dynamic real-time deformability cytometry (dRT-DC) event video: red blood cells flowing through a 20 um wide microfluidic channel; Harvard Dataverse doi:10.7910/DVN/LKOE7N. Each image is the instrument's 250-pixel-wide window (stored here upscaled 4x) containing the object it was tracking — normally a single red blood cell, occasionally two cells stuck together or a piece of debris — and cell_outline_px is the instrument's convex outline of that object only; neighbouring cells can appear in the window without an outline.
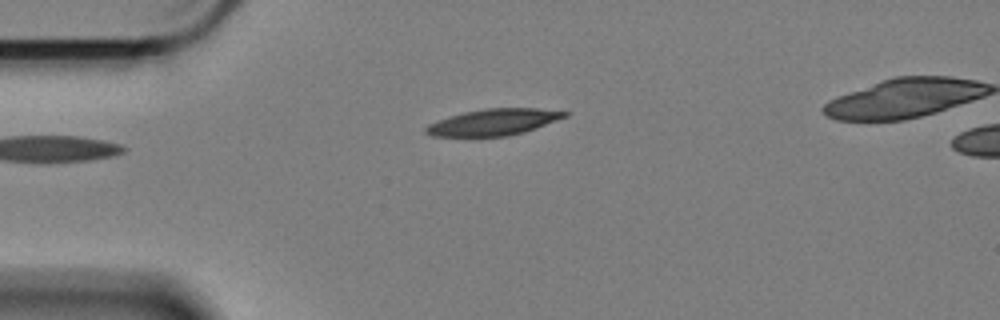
{"species": "Egyptian fruit bat (a non-hibernating species)", "species_latin": "Rousettus aegyptiacus", "temperature_condition": "cold", "stored_images_in_passage": 44, "camera_frame_rate_fps": 3000, "um_per_image_px": 0.085, "animal": {"sex": "female"}, "frame": {"image": 1, "passage_image": 1, "time_ms": 0.0, "image_size_px": [1000, 320], "cell_outline_px": [[568, 116], [524, 132], [508, 136], [432, 136], [424, 132], [424, 128], [428, 124], [448, 116], [464, 112], [484, 108], [536, 108], [568, 112]], "centroid_in_image_um": [41.92, 10.38], "position_along_channel_um": 43.1, "area_um2": 21.27}}
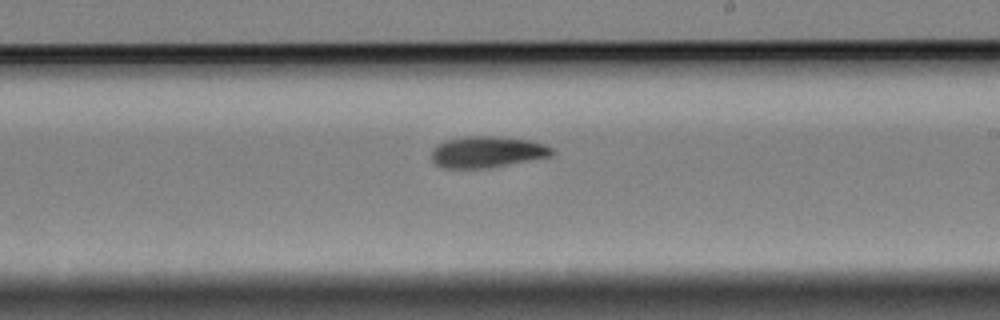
{"frame": {"image": 2, "passage_image": 21, "time_ms": 6.667, "image_size_px": [1000, 320], "cell_outline_px": [[556, 152], [552, 156], [488, 168], [444, 168], [436, 164], [432, 160], [432, 148], [444, 140], [464, 136], [492, 136], [528, 140], [544, 144], [552, 148]], "centroid_in_image_um": [41.4, 12.91], "position_along_channel_um": 247.6, "area_um2": 22.02}}
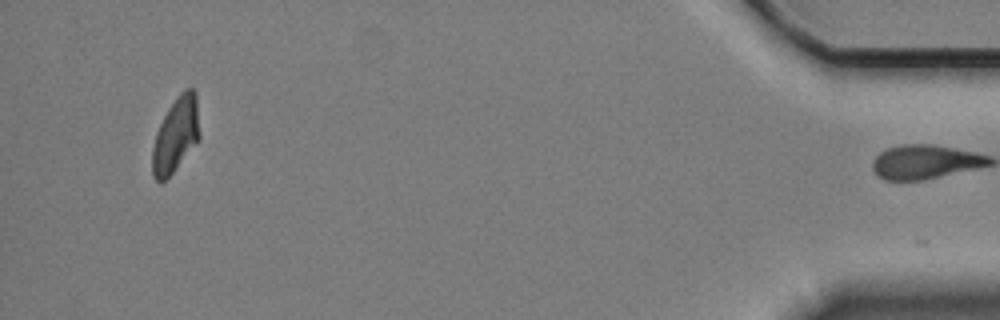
{"frame": {"image": 3, "passage_image": 43, "time_ms": 14.0, "image_size_px": [1000, 320], "cell_outline_px": [[200, 136], [172, 172], [160, 184], [152, 176], [152, 148], [156, 132], [168, 108], [180, 92], [184, 88], [192, 88], [196, 92], [200, 132]], "centroid_in_image_um": [14.93, 11.43], "position_along_channel_um": 420.3, "area_um2": 20.35}, "authors_computed_cell_mechanics": {"area_um2": 21.8484, "velocity_mm_per_s": 3.3707, "shape_relaxation_time_tau1_ms": 9.4291, "shape_relaxation_time_tau2_ms": null, "deformation_change_tau1": 0.191, "deformation_change_tau2": null}}